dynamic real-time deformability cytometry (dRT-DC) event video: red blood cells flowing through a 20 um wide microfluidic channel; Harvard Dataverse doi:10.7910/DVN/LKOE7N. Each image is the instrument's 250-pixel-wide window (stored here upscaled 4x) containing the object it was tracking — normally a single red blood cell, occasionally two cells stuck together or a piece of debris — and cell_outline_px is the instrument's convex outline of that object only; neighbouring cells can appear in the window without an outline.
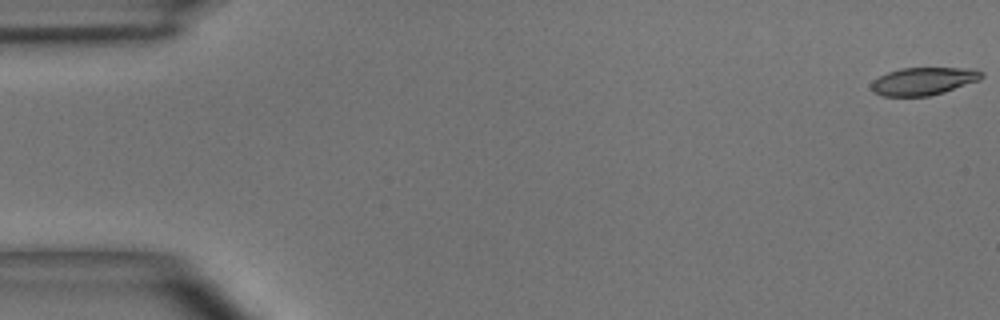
{"species": "common noctule bat (a hibernating species)", "species_latin": "Nyctalus noctula", "temperature_condition": "room temperature", "stored_images_in_passage": 51, "camera_frame_rate_fps": 3000, "um_per_image_px": 0.085, "animal": {"sex": "male", "body_mass_g": 15.6}, "frame": {"image": 1, "passage_image": 1, "time_ms": 0.0, "image_size_px": [1000, 320], "cell_outline_px": [[984, 76], [980, 80], [944, 92], [928, 96], [884, 96], [872, 92], [872, 80], [888, 72], [900, 68], [972, 68], [984, 72]], "centroid_in_image_um": [78.52, 6.89], "position_along_channel_um": 6.5, "area_um2": 17.86}}
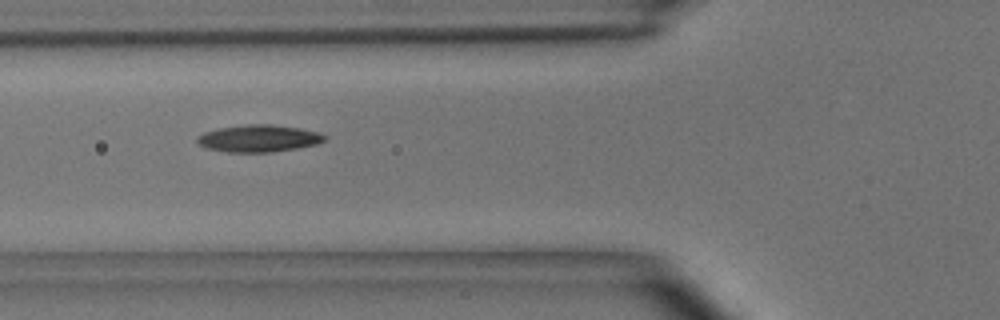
{"frame": {"image": 2, "passage_image": 19, "time_ms": 6.0, "image_size_px": [1000, 320], "cell_outline_px": [[328, 140], [316, 144], [296, 148], [272, 152], [228, 152], [208, 148], [196, 144], [196, 136], [204, 132], [220, 128], [248, 124], [268, 124], [300, 128], [320, 132], [328, 136]], "centroid_in_image_um": [22.01, 11.76], "position_along_channel_um": 103.8, "area_um2": 20.23}}
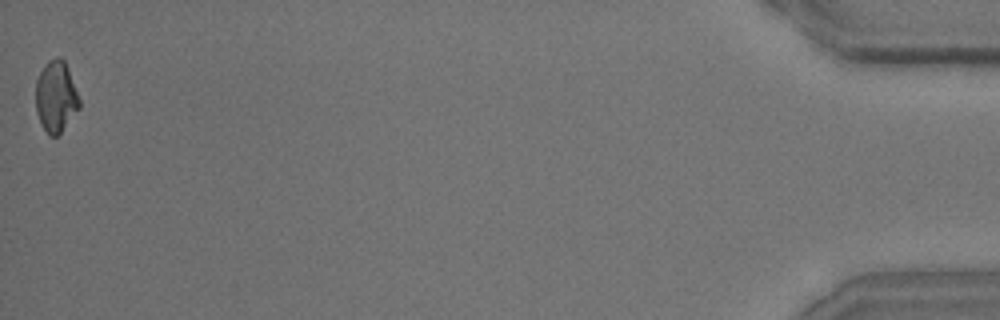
{"frame": {"image": 3, "passage_image": 51, "time_ms": 16.667, "image_size_px": [1000, 320], "cell_outline_px": [[80, 108], [60, 132], [56, 136], [48, 136], [36, 112], [36, 80], [44, 64], [48, 60], [56, 56], [60, 56], [64, 60], [80, 100]], "centroid_in_image_um": [4.74, 8.19], "position_along_channel_um": 430.5, "area_um2": 17.98}, "authors_computed_cell_mechanics": {"area_um2": 19.1318, "velocity_mm_per_s": 3.9334, "shape_relaxation_time_tau1_ms": 4.0636, "shape_relaxation_time_tau2_ms": 9.222, "deformation_change_tau1": 0.1586, "deformation_change_tau2": 0.1846}}